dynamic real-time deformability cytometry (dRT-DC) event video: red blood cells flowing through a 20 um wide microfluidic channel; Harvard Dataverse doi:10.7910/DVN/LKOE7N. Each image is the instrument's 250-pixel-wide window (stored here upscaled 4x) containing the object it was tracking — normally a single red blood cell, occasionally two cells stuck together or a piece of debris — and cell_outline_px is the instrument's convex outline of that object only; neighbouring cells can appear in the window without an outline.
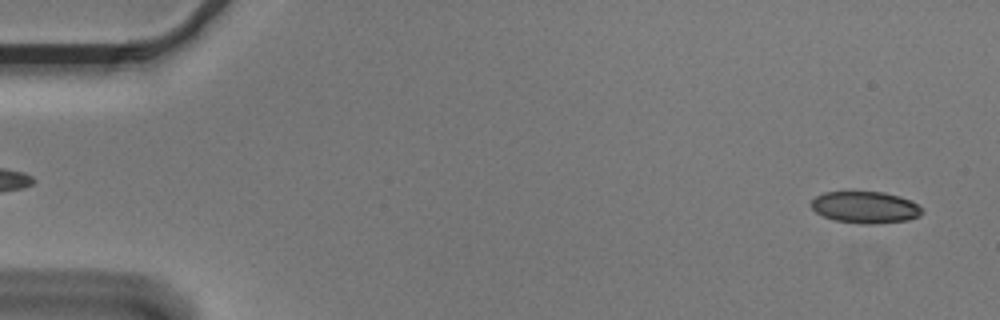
{"species": "Egyptian fruit bat (a non-hibernating species)", "species_latin": "Rousettus aegyptiacus", "temperature_condition": "cold", "stored_images_in_passage": 54, "camera_frame_rate_fps": 3000, "um_per_image_px": 0.085, "animal": {"sex": "male"}, "frame": {"image": 1, "passage_image": 2, "time_ms": 0.333, "image_size_px": [1000, 320], "cell_outline_px": [[924, 212], [920, 216], [908, 220], [872, 224], [860, 224], [836, 220], [824, 216], [816, 212], [808, 204], [816, 196], [824, 192], [884, 192], [900, 196], [916, 204]], "centroid_in_image_um": [73.53, 17.62], "position_along_channel_um": 11.5, "area_um2": 20.46}}
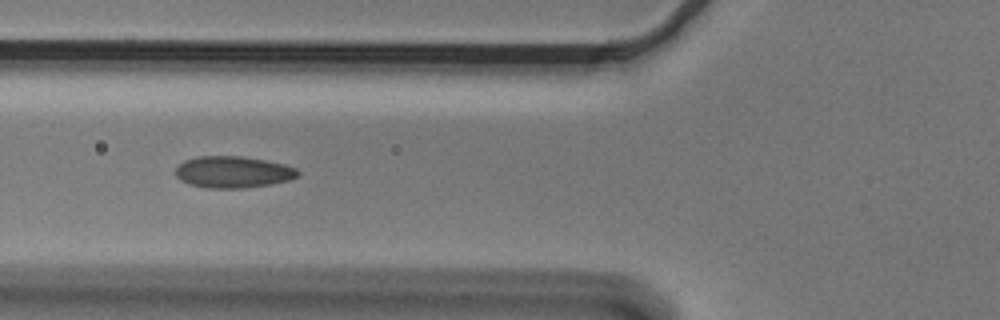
{"frame": {"image": 2, "passage_image": 20, "time_ms": 6.333, "image_size_px": [1000, 320], "cell_outline_px": [[300, 172], [296, 176], [288, 180], [272, 184], [244, 188], [204, 188], [188, 184], [180, 180], [176, 176], [176, 168], [184, 160], [196, 156], [240, 156], [264, 160], [284, 164], [296, 168]], "centroid_in_image_um": [19.77, 14.63], "position_along_channel_um": 106.0, "area_um2": 22.6}}
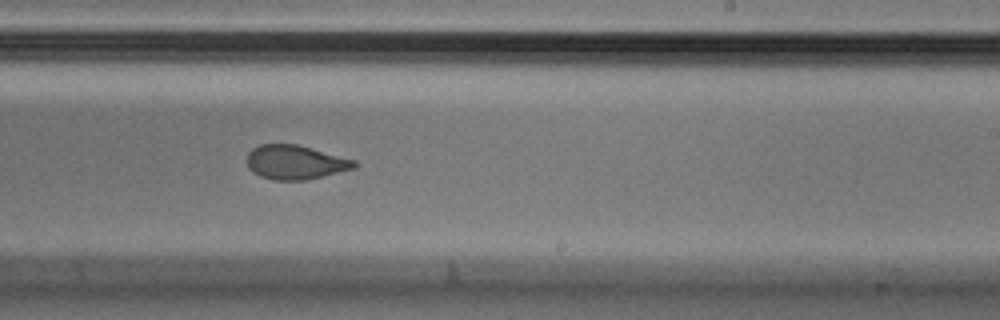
{"frame": {"image": 3, "passage_image": 33, "time_ms": 10.667, "image_size_px": [1000, 320], "cell_outline_px": [[356, 168], [308, 180], [276, 180], [260, 176], [252, 172], [248, 168], [248, 152], [252, 148], [260, 144], [296, 144], [356, 160]], "centroid_in_image_um": [25.1, 13.8], "position_along_channel_um": 263.9, "area_um2": 21.39}, "authors_computed_cell_mechanics": {"area_um2": 22.1374, "velocity_mm_per_s": 3.6332, "shape_relaxation_time_tau1_ms": 7.794, "shape_relaxation_time_tau2_ms": 1.1266, "deformation_change_tau1": 0.1893, "deformation_change_tau2": 0.0656}}